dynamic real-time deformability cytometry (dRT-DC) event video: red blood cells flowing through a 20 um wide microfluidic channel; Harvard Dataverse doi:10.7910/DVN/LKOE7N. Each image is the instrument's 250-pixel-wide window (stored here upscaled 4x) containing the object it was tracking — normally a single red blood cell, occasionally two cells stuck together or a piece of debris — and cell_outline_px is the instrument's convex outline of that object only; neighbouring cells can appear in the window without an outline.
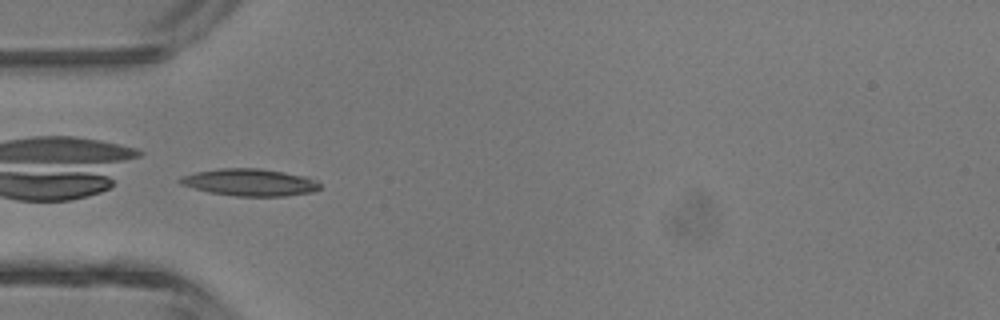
{"species": "common noctule bat (a hibernating species)", "species_latin": "Nyctalus noctula", "temperature_condition": "room temperature", "stored_images_in_passage": 5, "camera_frame_rate_fps": 3000, "um_per_image_px": 0.085, "animal": {"sex": "male", "body_mass_g": 13.3}, "frame": {"image": 1, "passage_image": 4, "time_ms": 3.667, "image_size_px": [1000, 320], "cell_outline_px": [[320, 188], [312, 192], [284, 196], [236, 196], [208, 192], [180, 184], [176, 180], [180, 176], [196, 172], [220, 168], [260, 168], [308, 176], [316, 180], [320, 184]], "centroid_in_image_um": [21.22, 15.49], "position_along_channel_um": 63.8, "area_um2": 22.25}}
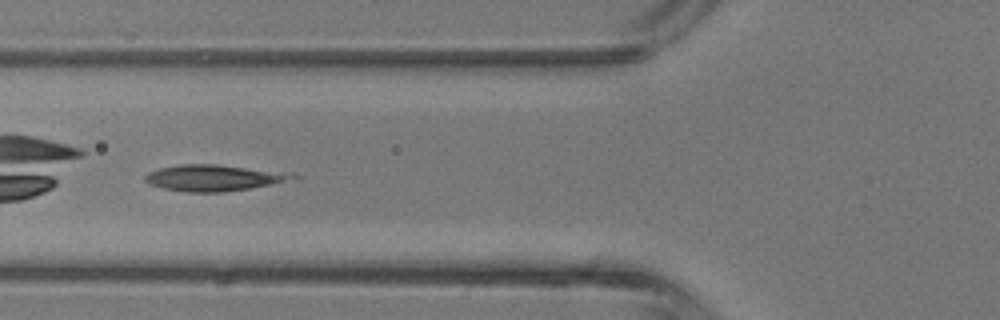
{"frame": {"image": 2, "passage_image": 5, "time_ms": 4.667, "image_size_px": [1000, 320], "cell_outline_px": [[300, 180], [248, 188], [220, 192], [188, 192], [164, 188], [152, 184], [144, 180], [144, 176], [148, 172], [160, 168], [180, 164], [216, 164], [296, 172], [300, 176]], "centroid_in_image_um": [18.35, 15.1], "position_along_channel_um": 107.4, "area_um2": 23.0}}